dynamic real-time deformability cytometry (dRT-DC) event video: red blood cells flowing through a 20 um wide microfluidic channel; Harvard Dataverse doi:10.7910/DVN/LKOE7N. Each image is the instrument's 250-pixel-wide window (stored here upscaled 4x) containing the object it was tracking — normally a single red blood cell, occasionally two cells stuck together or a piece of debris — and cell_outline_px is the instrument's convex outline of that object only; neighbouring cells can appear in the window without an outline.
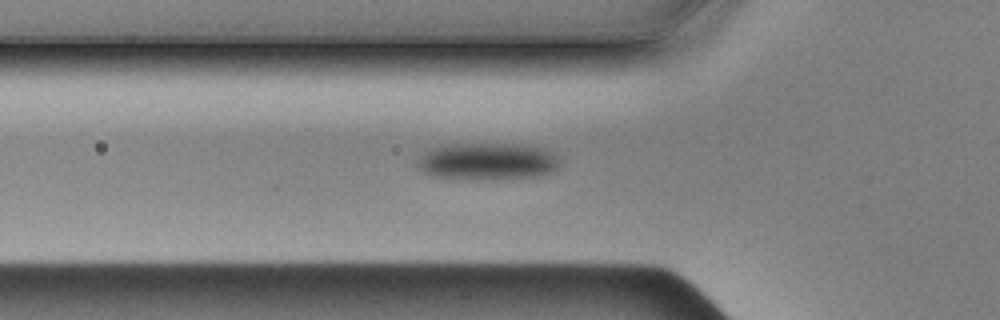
{"species": "Egyptian fruit bat (a non-hibernating species)", "species_latin": "Rousettus aegyptiacus", "temperature_condition": "cold", "stored_images_in_passage": 9, "segment_of_instrument_passage": [2, 3], "camera_frame_rate_fps": 3000, "um_per_image_px": 0.085, "animal": {"sex": "male"}, "frame": {"image": 1, "passage_image": 8, "time_ms": 2.333, "image_size_px": [1000, 320], "cell_outline_px": [[676, 112], [648, 128], [612, 132], [584, 132], [568, 128], [564, 124], [576, 112], [584, 108], [596, 104], [664, 104], [676, 108]], "centroid_in_image_um": [52.58, 9.97], "position_along_channel_um": 73.2, "area_um2": 17.4}}